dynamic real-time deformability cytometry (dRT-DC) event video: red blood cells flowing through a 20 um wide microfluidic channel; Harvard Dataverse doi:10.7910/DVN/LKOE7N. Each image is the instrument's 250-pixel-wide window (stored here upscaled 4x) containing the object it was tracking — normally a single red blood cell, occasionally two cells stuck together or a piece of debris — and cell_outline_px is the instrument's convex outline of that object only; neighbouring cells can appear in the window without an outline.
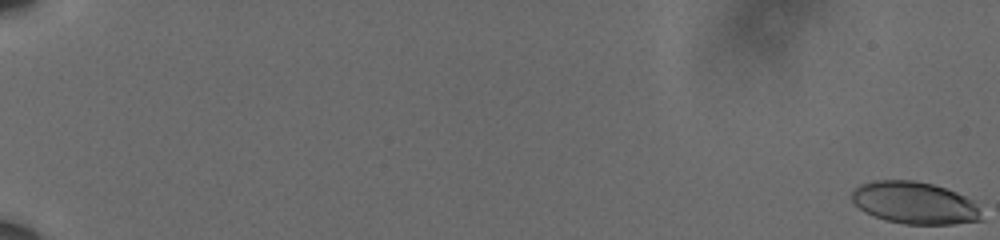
{"species": "human", "species_latin": "Homo sapiens", "temperature_condition": "cold", "stored_images_in_passage": 62, "camera_frame_rate_fps": 3000, "um_per_image_px": 0.085, "donor": {"sex": "male"}, "frame": {"image": 1, "passage_image": 1, "time_ms": 0.0, "image_size_px": [1000, 240], "cell_outline_px": [[984, 220], [952, 224], [904, 224], [884, 220], [864, 212], [852, 200], [852, 192], [860, 184], [872, 180], [916, 180], [932, 184], [956, 192], [972, 200], [976, 204]], "centroid_in_image_um": [77.74, 17.25], "position_along_channel_um": 7.3, "area_um2": 31.91}}
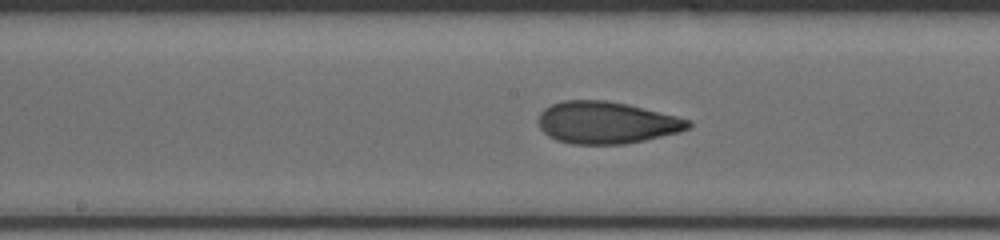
{"frame": {"image": 2, "passage_image": 36, "time_ms": 11.667, "image_size_px": [1000, 240], "cell_outline_px": [[692, 124], [688, 128], [680, 132], [644, 140], [624, 144], [572, 144], [556, 140], [548, 136], [540, 128], [536, 120], [540, 112], [544, 108], [552, 104], [564, 100], [604, 100], [628, 104], [692, 120]], "centroid_in_image_um": [51.52, 10.42], "position_along_channel_um": 196.7, "area_um2": 36.88}}
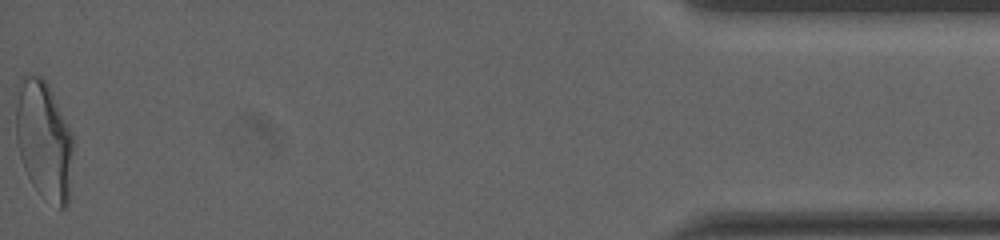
{"frame": {"image": 3, "passage_image": 62, "time_ms": 20.333, "image_size_px": [1000, 240], "cell_outline_px": [[72, 148], [68, 204], [64, 208], [60, 208], [44, 200], [36, 192], [24, 168], [20, 156], [16, 140], [16, 84], [24, 76], [40, 76], [48, 84], [72, 132]], "centroid_in_image_um": [3.71, 11.92], "position_along_channel_um": 431.5, "area_um2": 39.77}, "authors_computed_cell_mechanics": {"area_um2": 35.5759, "velocity_mm_per_s": 3.6174, "shape_relaxation_time_tau1_ms": 7.4887, "shape_relaxation_time_tau2_ms": 1.4043, "deformation_change_tau1": 0.1986, "deformation_change_tau2": 0.0858}}